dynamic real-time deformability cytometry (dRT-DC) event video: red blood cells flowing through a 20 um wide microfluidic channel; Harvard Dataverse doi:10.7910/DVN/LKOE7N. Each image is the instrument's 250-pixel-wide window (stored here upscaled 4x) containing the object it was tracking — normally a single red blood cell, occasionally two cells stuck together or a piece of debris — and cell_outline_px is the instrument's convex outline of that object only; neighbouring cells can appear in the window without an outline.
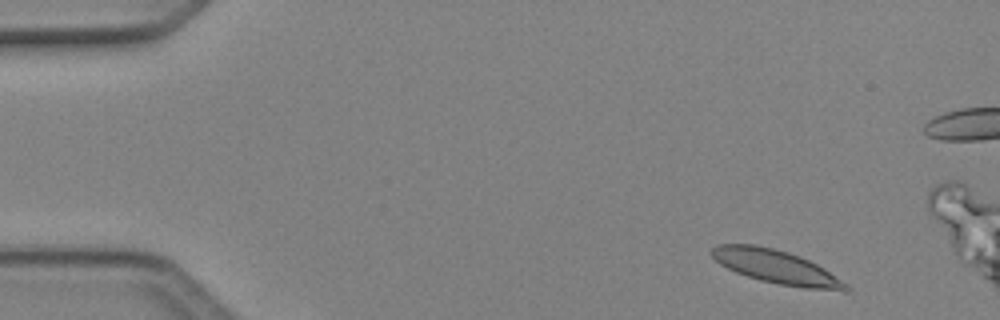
{"species": "Egyptian fruit bat (a non-hibernating species)", "species_latin": "Rousettus aegyptiacus", "temperature_condition": "cold", "stored_images_in_passage": 5, "camera_frame_rate_fps": 3000, "um_per_image_px": 0.085, "animal": {"sex": "female"}, "frame": {"image": 1, "passage_image": 1, "time_ms": 0.0, "image_size_px": [1000, 320], "cell_outline_px": [[852, 292], [844, 292], [804, 288], [780, 284], [760, 280], [736, 272], [720, 264], [712, 256], [712, 248], [716, 244], [756, 244], [788, 252], [800, 256], [824, 268], [848, 284], [852, 288]], "centroid_in_image_um": [66.06, 22.7], "position_along_channel_um": 18.9, "area_um2": 26.36}}
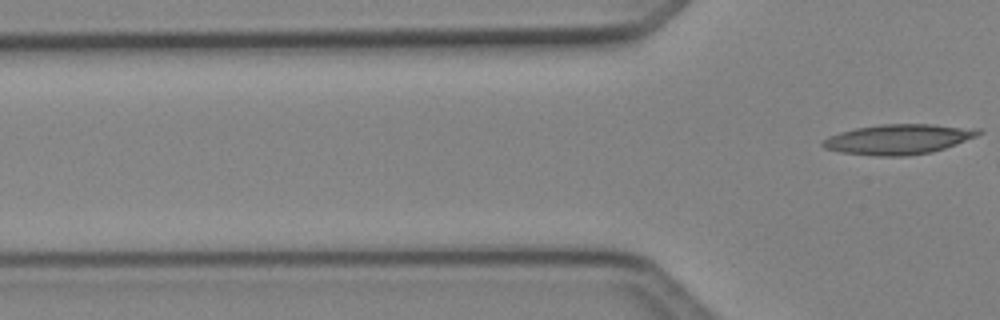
{"frame": {"image": 2, "passage_image": 5, "time_ms": 1.333, "image_size_px": [1000, 320], "cell_outline_px": [[984, 132], [976, 136], [956, 144], [932, 152], [904, 156], [876, 156], [840, 152], [824, 148], [820, 144], [828, 136], [840, 132], [856, 128], [880, 124], [932, 124], [984, 128]], "centroid_in_image_um": [76.4, 11.82], "position_along_channel_um": 49.4, "area_um2": 27.46}}